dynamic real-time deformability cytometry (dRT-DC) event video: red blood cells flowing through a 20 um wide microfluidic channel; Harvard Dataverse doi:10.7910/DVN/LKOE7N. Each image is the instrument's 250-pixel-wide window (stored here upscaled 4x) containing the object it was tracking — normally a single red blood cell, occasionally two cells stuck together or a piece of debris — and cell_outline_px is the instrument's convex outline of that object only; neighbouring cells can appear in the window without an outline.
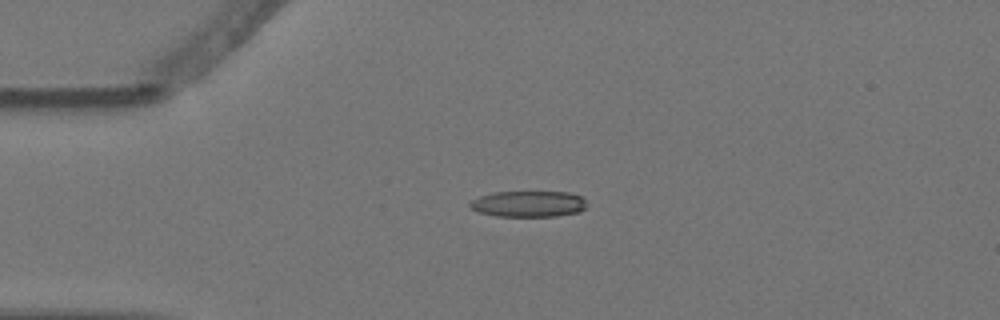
{"species": "Egyptian fruit bat (a non-hibernating species)", "species_latin": "Rousettus aegyptiacus", "temperature_condition": "warm", "stored_images_in_passage": 4, "camera_frame_rate_fps": 3000, "um_per_image_px": 0.085, "animal": {"sex": "female"}, "frame": {"image": 1, "passage_image": 4, "time_ms": 1.0, "image_size_px": [1000, 320], "cell_outline_px": [[588, 204], [580, 212], [556, 216], [496, 216], [476, 212], [468, 204], [472, 200], [480, 196], [496, 192], [568, 192], [580, 196]], "centroid_in_image_um": [44.92, 17.34], "position_along_channel_um": 40.1, "area_um2": 17.74}}